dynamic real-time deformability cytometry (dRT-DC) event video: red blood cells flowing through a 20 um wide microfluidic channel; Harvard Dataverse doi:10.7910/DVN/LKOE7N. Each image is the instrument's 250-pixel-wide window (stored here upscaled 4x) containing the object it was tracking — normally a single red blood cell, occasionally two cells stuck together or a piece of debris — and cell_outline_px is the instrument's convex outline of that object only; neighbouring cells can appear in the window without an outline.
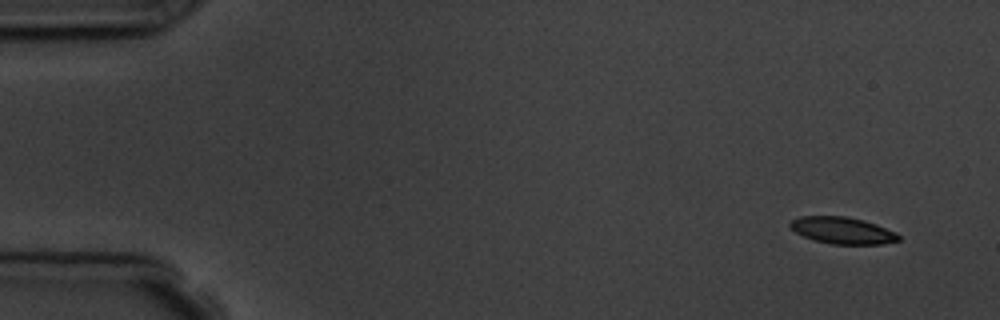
{"species": "common noctule bat (a hibernating species)", "species_latin": "Nyctalus noctula", "temperature_condition": "room temperature", "stored_images_in_passage": 6, "camera_frame_rate_fps": 3000, "um_per_image_px": 0.085, "animal": {"sex": "male", "body_mass_g": 19.5, "forearm_length_mm": 54.6}, "frame": {"image": 1, "passage_image": 1, "time_ms": 0.0, "image_size_px": [1000, 320], "cell_outline_px": [[900, 240], [884, 244], [832, 244], [816, 240], [804, 236], [796, 232], [788, 224], [792, 220], [800, 216], [844, 216], [864, 220], [876, 224], [896, 232], [900, 236]], "centroid_in_image_um": [71.64, 19.58], "position_along_channel_um": 13.4, "area_um2": 16.82}}